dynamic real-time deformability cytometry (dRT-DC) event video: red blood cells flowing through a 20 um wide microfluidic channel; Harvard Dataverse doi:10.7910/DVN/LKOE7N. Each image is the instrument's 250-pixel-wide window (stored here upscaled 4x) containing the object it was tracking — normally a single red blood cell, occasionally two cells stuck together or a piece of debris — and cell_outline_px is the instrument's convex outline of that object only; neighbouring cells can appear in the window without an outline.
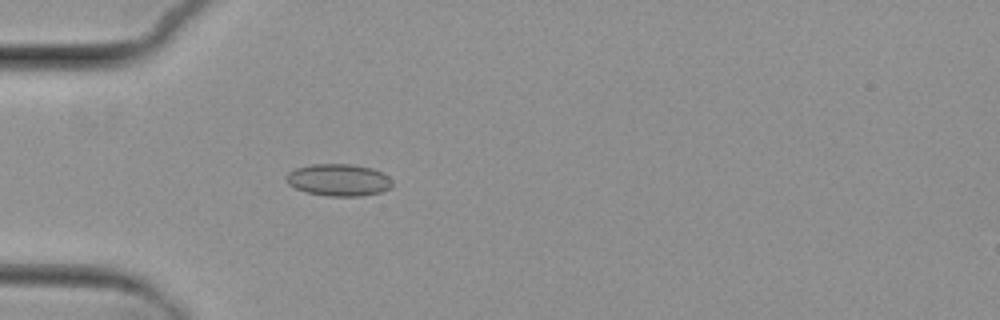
{"species": "common noctule bat (a hibernating species)", "species_latin": "Nyctalus noctula", "temperature_condition": "cold", "stored_images_in_passage": 3, "camera_frame_rate_fps": 3000, "um_per_image_px": 0.085, "animal": {"sex": "female", "body_mass_g": 29.2, "forearm_length_mm": 56.3}, "frame": {"image": 1, "passage_image": 3, "time_ms": 3.333, "image_size_px": [1000, 320], "cell_outline_px": [[392, 188], [380, 192], [360, 196], [328, 196], [308, 192], [296, 188], [288, 184], [284, 176], [288, 172], [296, 168], [312, 164], [352, 164], [372, 168], [388, 176], [392, 180]], "centroid_in_image_um": [28.78, 15.29], "position_along_channel_um": 56.2, "area_um2": 19.83}}